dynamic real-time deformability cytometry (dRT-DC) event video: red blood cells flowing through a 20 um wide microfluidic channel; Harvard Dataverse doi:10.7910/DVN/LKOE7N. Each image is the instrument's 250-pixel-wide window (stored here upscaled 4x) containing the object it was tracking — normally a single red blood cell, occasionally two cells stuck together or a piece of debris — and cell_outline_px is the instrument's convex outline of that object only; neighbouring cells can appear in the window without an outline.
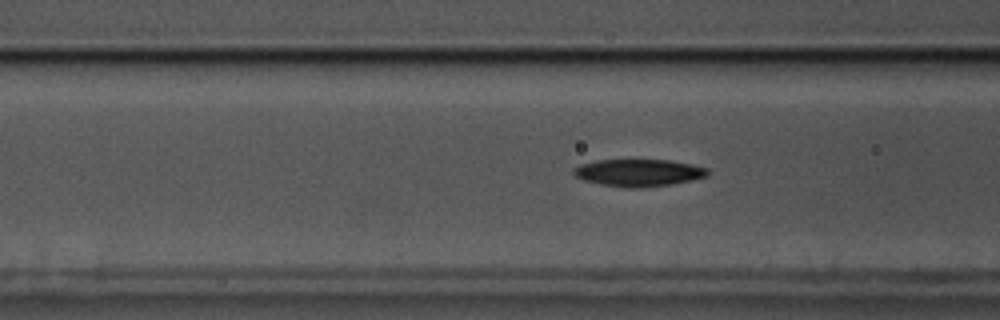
{"species": "common noctule bat (a hibernating species)", "species_latin": "Nyctalus noctula", "temperature_condition": "cold", "stored_images_in_passage": 46, "camera_frame_rate_fps": 3000, "um_per_image_px": 0.085, "animal": {"sex": "male", "body_mass_g": 17.5, "forearm_length_mm": 52.3}, "frame": {"image": 1, "passage_image": 10, "time_ms": 3.0, "image_size_px": [1000, 320], "cell_outline_px": [[708, 176], [672, 184], [636, 188], [628, 188], [600, 184], [584, 180], [576, 176], [572, 172], [572, 168], [580, 164], [596, 160], [668, 160], [692, 164], [708, 168]], "centroid_in_image_um": [54.26, 14.67], "position_along_channel_um": 112.3, "area_um2": 21.21}}
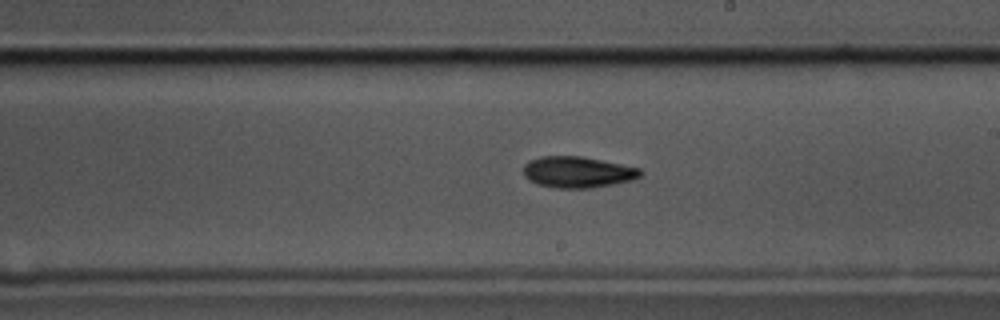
{"frame": {"image": 2, "passage_image": 21, "time_ms": 6.667, "image_size_px": [1000, 320], "cell_outline_px": [[644, 172], [640, 176], [632, 180], [612, 184], [588, 188], [556, 188], [536, 184], [528, 180], [524, 176], [524, 164], [528, 160], [540, 156], [580, 156], [640, 168]], "centroid_in_image_um": [49.06, 14.63], "position_along_channel_um": 239.9, "area_um2": 21.27}}
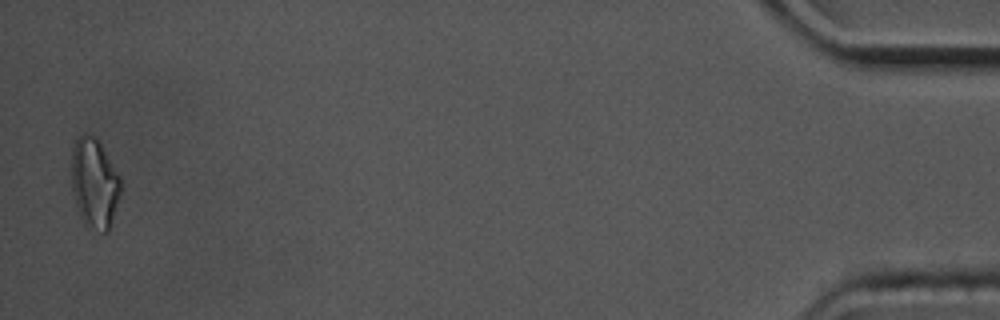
{"frame": {"image": 3, "passage_image": 45, "time_ms": 14.667, "image_size_px": [1000, 320], "cell_outline_px": [[120, 196], [108, 232], [104, 232], [88, 228], [84, 224], [76, 208], [72, 192], [72, 148], [76, 136], [84, 132], [92, 136], [100, 144], [120, 176]], "centroid_in_image_um": [8.0, 15.59], "position_along_channel_um": 427.2, "area_um2": 25.84}, "authors_computed_cell_mechanics": {"area_um2": 20.8947, "velocity_mm_per_s": 3.4865, "shape_relaxation_time_tau1_ms": 2.8413, "shape_relaxation_time_tau2_ms": null, "deformation_change_tau1": 0.1305, "deformation_change_tau2": null}}